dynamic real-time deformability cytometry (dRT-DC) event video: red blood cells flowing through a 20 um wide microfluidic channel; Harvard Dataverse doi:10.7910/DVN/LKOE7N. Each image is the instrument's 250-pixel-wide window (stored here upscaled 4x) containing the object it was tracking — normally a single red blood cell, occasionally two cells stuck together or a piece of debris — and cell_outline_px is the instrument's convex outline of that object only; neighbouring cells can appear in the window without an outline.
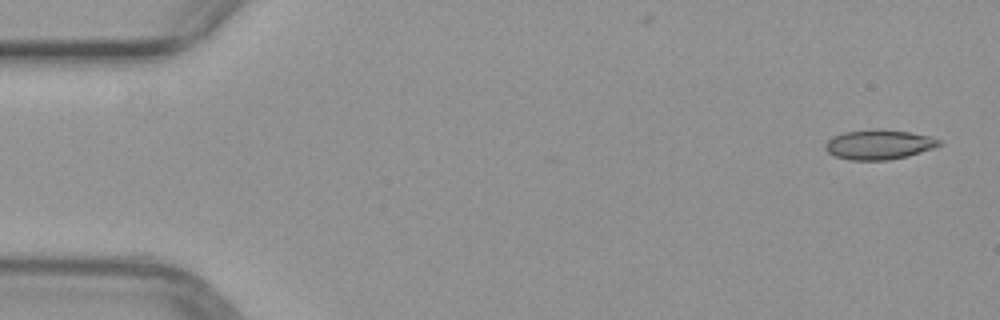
{"species": "common noctule bat (a hibernating species)", "species_latin": "Nyctalus noctula", "temperature_condition": "warm", "stored_images_in_passage": 40, "segment_of_instrument_passage": [1, 2], "camera_frame_rate_fps": 3000, "um_per_image_px": 0.085, "animal": {"sex": "female", "body_mass_g": 29.2, "forearm_length_mm": 56.3}, "frame": {"image": 1, "passage_image": 1, "time_ms": 0.0, "image_size_px": [1000, 320], "cell_outline_px": [[944, 144], [936, 148], [908, 156], [888, 160], [848, 160], [836, 156], [828, 152], [824, 148], [824, 144], [832, 136], [844, 132], [872, 128], [880, 128], [908, 132], [928, 136], [940, 140]], "centroid_in_image_um": [74.71, 12.28], "position_along_channel_um": 10.3, "area_um2": 20.06}}
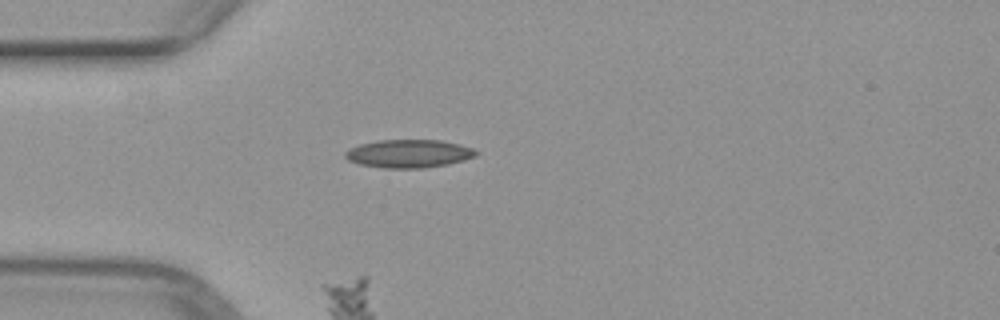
{"frame": {"image": 2, "passage_image": 13, "time_ms": 4.0, "image_size_px": [1000, 320], "cell_outline_px": [[480, 152], [476, 156], [464, 160], [448, 164], [424, 168], [384, 168], [360, 164], [348, 160], [344, 156], [344, 152], [360, 144], [380, 140], [440, 140], [460, 144], [472, 148]], "centroid_in_image_um": [34.78, 13.06], "position_along_channel_um": 50.2, "area_um2": 21.44}}